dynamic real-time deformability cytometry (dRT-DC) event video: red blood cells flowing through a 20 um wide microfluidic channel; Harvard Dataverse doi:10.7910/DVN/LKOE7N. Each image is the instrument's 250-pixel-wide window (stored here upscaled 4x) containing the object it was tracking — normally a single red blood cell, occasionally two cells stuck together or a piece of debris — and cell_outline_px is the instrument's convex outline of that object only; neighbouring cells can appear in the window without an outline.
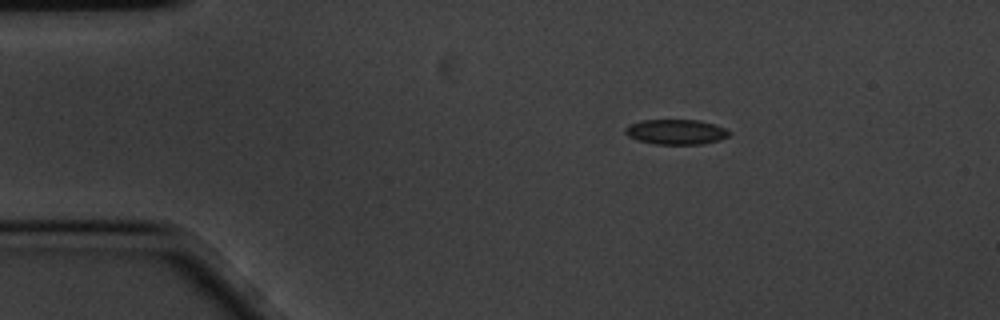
{"species": "common noctule bat (a hibernating species)", "species_latin": "Nyctalus noctula", "temperature_condition": "cold", "stored_images_in_passage": 3, "camera_frame_rate_fps": 3000, "um_per_image_px": 0.085, "animal": {"sex": "male", "body_mass_g": 20.1, "forearm_length_mm": 53.5}, "frame": {"image": 1, "passage_image": 1, "time_ms": 0.0, "image_size_px": [1000, 320], "cell_outline_px": [[732, 132], [728, 136], [720, 140], [700, 144], [656, 144], [640, 140], [628, 136], [624, 132], [624, 128], [628, 124], [644, 120], [700, 120], [716, 124]], "centroid_in_image_um": [57.48, 11.2], "position_along_channel_um": 27.5, "area_um2": 15.2}}
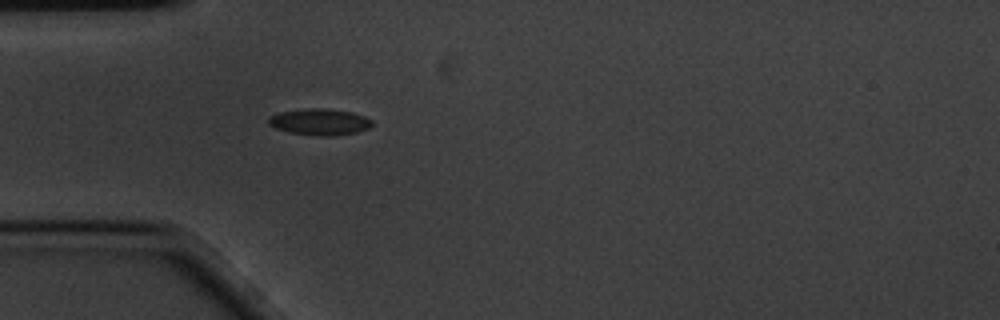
{"frame": {"image": 2, "passage_image": 3, "time_ms": 0.667, "image_size_px": [1000, 320], "cell_outline_px": [[372, 124], [368, 128], [356, 132], [332, 136], [316, 136], [288, 132], [276, 128], [268, 124], [268, 116], [280, 112], [308, 108], [324, 108], [352, 112], [364, 116], [372, 120]], "centroid_in_image_um": [27.15, 10.36], "position_along_channel_um": 57.9, "area_um2": 15.95}}